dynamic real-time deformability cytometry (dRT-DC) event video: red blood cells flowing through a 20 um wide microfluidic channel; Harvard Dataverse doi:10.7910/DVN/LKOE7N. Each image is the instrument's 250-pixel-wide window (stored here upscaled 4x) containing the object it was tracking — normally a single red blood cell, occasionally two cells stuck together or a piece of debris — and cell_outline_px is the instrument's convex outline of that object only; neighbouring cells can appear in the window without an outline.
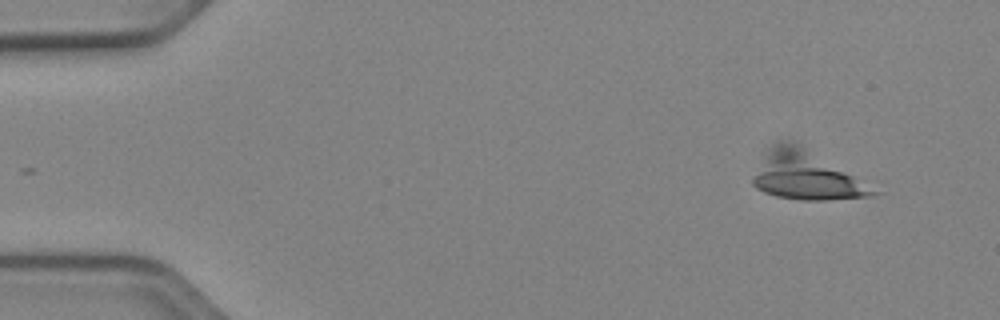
{"species": "Egyptian fruit bat (a non-hibernating species)", "species_latin": "Rousettus aegyptiacus", "temperature_condition": "cold", "stored_images_in_passage": 52, "camera_frame_rate_fps": 3000, "um_per_image_px": 0.085, "animal": {"sex": "female"}, "frame": {"image": 1, "passage_image": 4, "time_ms": 1.0, "image_size_px": [1000, 320], "cell_outline_px": [[884, 192], [868, 196], [824, 200], [804, 200], [776, 196], [764, 192], [756, 188], [752, 184], [752, 180], [768, 148], [772, 144], [780, 140], [796, 144]], "centroid_in_image_um": [68.51, 14.96], "position_along_channel_um": 16.5, "area_um2": 32.89}}
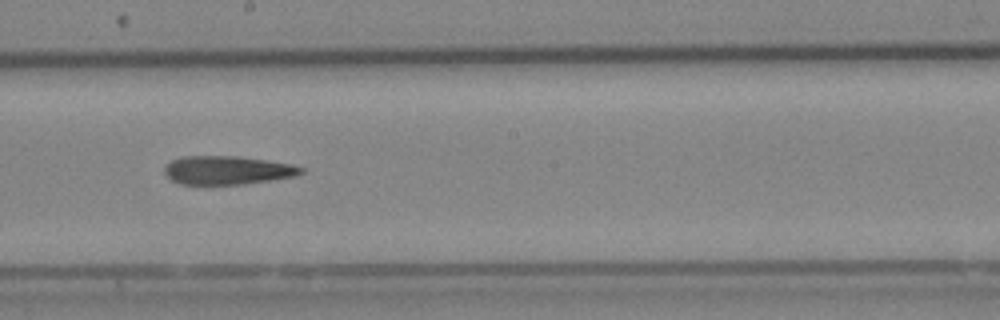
{"frame": {"image": 2, "passage_image": 29, "time_ms": 9.333, "image_size_px": [1000, 320], "cell_outline_px": [[304, 172], [296, 176], [272, 180], [244, 184], [180, 184], [172, 180], [164, 172], [164, 168], [172, 160], [180, 156], [236, 156], [292, 164], [304, 168]], "centroid_in_image_um": [19.34, 14.47], "position_along_channel_um": 228.9, "area_um2": 22.66}}
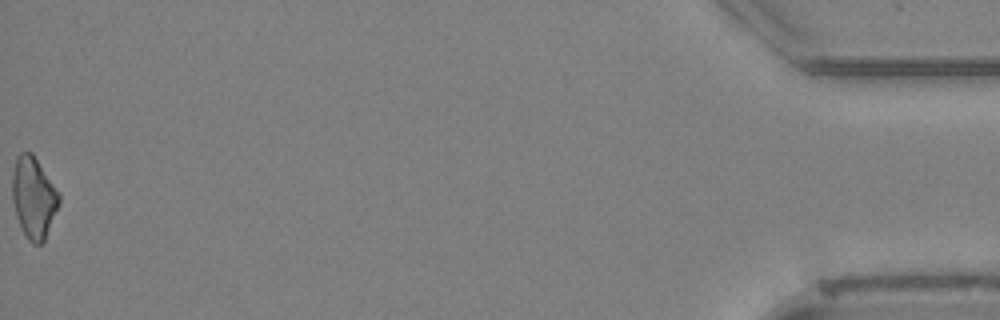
{"frame": {"image": 3, "passage_image": 52, "time_ms": 17.0, "image_size_px": [1000, 320], "cell_outline_px": [[60, 204], [44, 244], [32, 244], [28, 240], [16, 216], [12, 200], [12, 172], [16, 156], [20, 152], [32, 152], [60, 192]], "centroid_in_image_um": [2.88, 16.8], "position_along_channel_um": 432.3, "area_um2": 22.66}, "authors_computed_cell_mechanics": {"area_um2": 23.3801, "velocity_mm_per_s": 3.93, "shape_relaxation_time_tau1_ms": null, "shape_relaxation_time_tau2_ms": 11.3422, "deformation_change_tau1": null, "deformation_change_tau2": 0.3162}}